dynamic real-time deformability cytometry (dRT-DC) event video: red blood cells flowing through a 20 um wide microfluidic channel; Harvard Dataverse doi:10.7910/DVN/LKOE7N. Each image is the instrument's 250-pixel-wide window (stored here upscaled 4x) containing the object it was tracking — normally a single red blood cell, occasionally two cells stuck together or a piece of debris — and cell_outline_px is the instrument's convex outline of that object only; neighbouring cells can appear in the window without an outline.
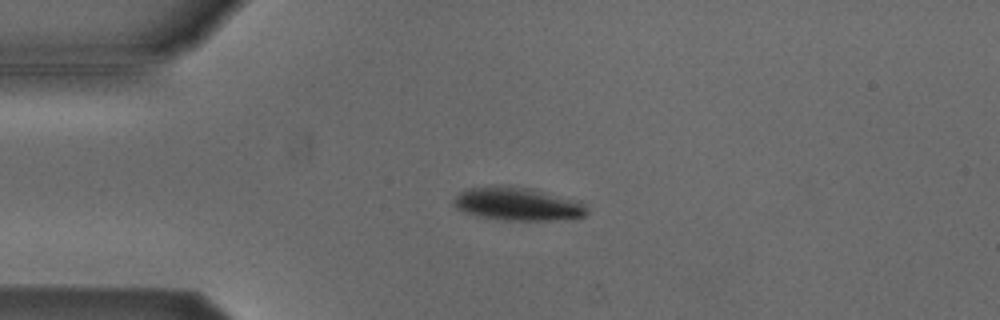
{"species": "Egyptian fruit bat (a non-hibernating species)", "species_latin": "Rousettus aegyptiacus", "temperature_condition": "cold", "stored_images_in_passage": 41, "camera_frame_rate_fps": 3000, "um_per_image_px": 0.085, "animal": {"sex": "male"}, "frame": {"image": 1, "passage_image": 1, "time_ms": 0.0, "image_size_px": [1000, 320], "cell_outline_px": [[588, 212], [584, 216], [552, 220], [504, 220], [476, 216], [464, 212], [456, 208], [452, 204], [452, 200], [460, 192], [468, 188], [496, 184], [508, 184], [532, 188], [576, 200], [584, 204], [588, 208]], "centroid_in_image_um": [43.94, 17.31], "position_along_channel_um": 41.1, "area_um2": 26.18}}
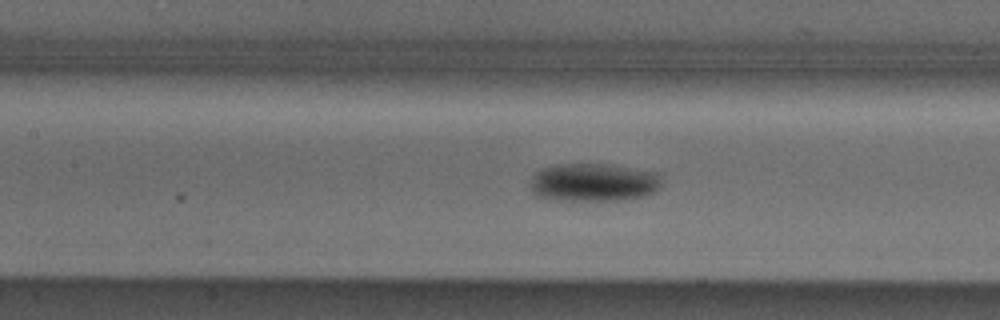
{"frame": {"image": 2, "passage_image": 12, "time_ms": 3.667, "image_size_px": [1000, 320], "cell_outline_px": [[660, 188], [656, 192], [648, 196], [628, 200], [556, 200], [536, 196], [532, 192], [532, 176], [536, 172], [544, 168], [556, 164], [612, 164], [660, 172]], "centroid_in_image_um": [50.53, 15.5], "position_along_channel_um": 156.9, "area_um2": 29.71}}
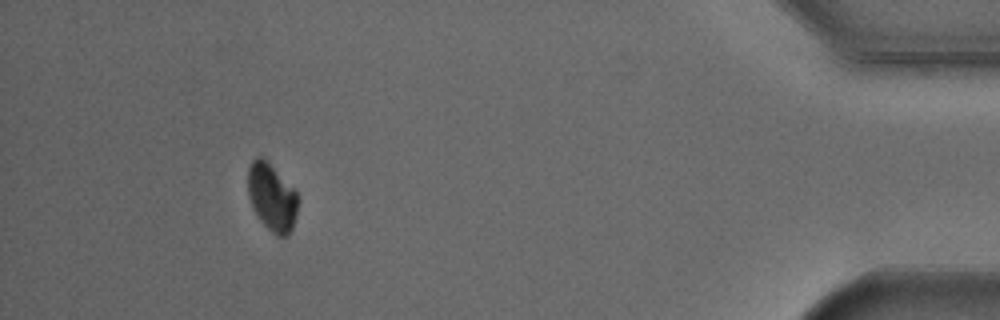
{"frame": {"image": 3, "passage_image": 37, "time_ms": 12.0, "image_size_px": [1000, 320], "cell_outline_px": [[300, 200], [296, 216], [292, 228], [288, 236], [276, 236], [260, 220], [252, 208], [248, 196], [248, 168], [252, 160], [256, 156], [264, 156], [296, 192]], "centroid_in_image_um": [23.11, 16.75], "position_along_channel_um": 412.1, "area_um2": 19.94}, "authors_computed_cell_mechanics": {"area_um2": 26.3568, "velocity_mm_per_s": 3.8388, "shape_relaxation_time_tau1_ms": 2.0823, "shape_relaxation_time_tau2_ms": null, "deformation_change_tau1": 0.0774, "deformation_change_tau2": null}}